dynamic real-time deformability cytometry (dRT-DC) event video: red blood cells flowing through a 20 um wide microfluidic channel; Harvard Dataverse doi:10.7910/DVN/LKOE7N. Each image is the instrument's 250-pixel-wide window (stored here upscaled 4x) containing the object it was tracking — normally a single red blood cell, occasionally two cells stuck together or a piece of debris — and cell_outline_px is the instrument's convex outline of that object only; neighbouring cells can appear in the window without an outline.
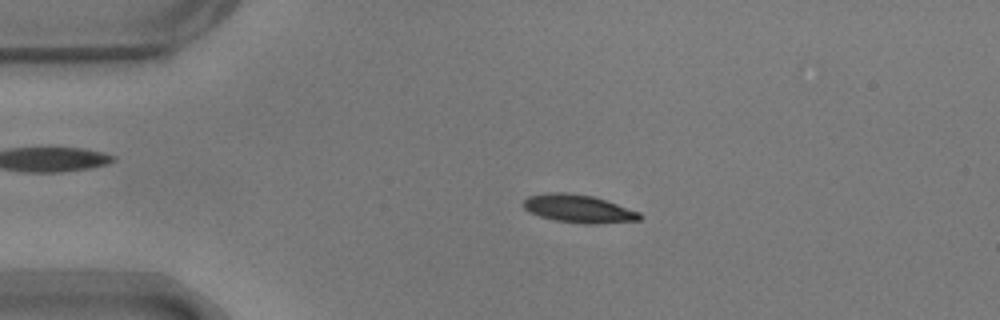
{"species": "common noctule bat (a hibernating species)", "species_latin": "Nyctalus noctula", "temperature_condition": "warm", "stored_images_in_passage": 54, "camera_frame_rate_fps": 3000, "um_per_image_px": 0.085, "animal": {"sex": "male", "body_mass_g": 17.9}, "frame": {"image": 1, "passage_image": 11, "time_ms": 3.333, "image_size_px": [1000, 320], "cell_outline_px": [[644, 216], [640, 220], [596, 224], [584, 224], [556, 220], [540, 216], [528, 212], [524, 208], [524, 200], [528, 196], [548, 192], [568, 192], [592, 196], [640, 212]], "centroid_in_image_um": [49.17, 17.74], "position_along_channel_um": 35.8, "area_um2": 18.96}}
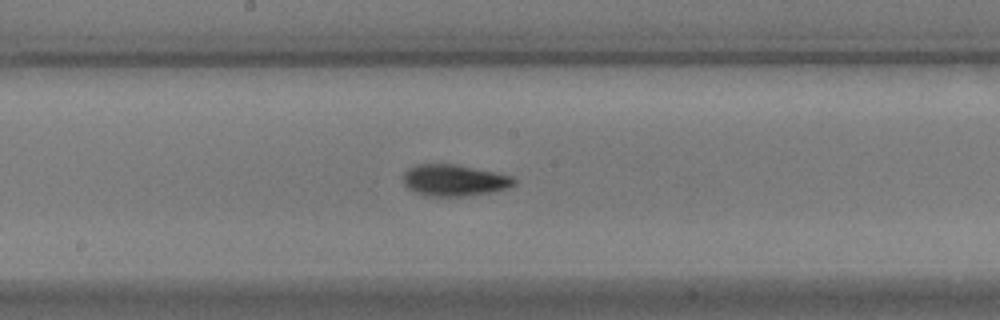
{"frame": {"image": 2, "passage_image": 28, "time_ms": 9.0, "image_size_px": [1000, 320], "cell_outline_px": [[516, 184], [508, 188], [492, 192], [468, 196], [424, 196], [408, 188], [404, 184], [404, 172], [408, 168], [416, 164], [456, 164], [512, 176], [516, 180]], "centroid_in_image_um": [38.61, 15.33], "position_along_channel_um": 209.6, "area_um2": 20.4}}
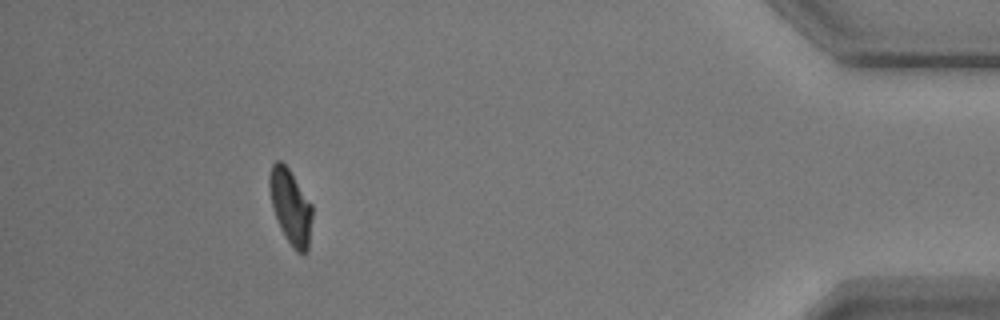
{"frame": {"image": 3, "passage_image": 49, "time_ms": 16.0, "image_size_px": [1000, 320], "cell_outline_px": [[312, 216], [308, 248], [304, 252], [296, 252], [292, 248], [284, 236], [280, 228], [272, 208], [268, 188], [268, 176], [272, 164], [276, 160], [280, 160], [288, 168], [312, 204]], "centroid_in_image_um": [24.67, 17.55], "position_along_channel_um": 410.5, "area_um2": 18.79}, "authors_computed_cell_mechanics": {"area_um2": 19.3052, "velocity_mm_per_s": 3.6907, "shape_relaxation_time_tau1_ms": 4.0219, "shape_relaxation_time_tau2_ms": 1.9972, "deformation_change_tau1": 0.1511, "deformation_change_tau2": 0.0756}}